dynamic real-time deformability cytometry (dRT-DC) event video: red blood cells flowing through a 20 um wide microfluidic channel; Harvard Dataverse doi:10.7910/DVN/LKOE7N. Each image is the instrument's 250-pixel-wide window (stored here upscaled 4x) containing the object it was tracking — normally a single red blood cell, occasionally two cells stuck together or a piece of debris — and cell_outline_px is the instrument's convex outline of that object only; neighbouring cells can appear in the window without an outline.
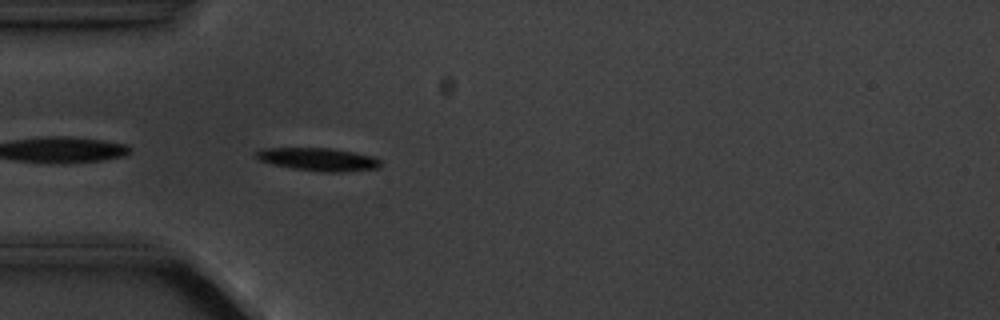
{"species": "common noctule bat (a hibernating species)", "species_latin": "Nyctalus noctula", "temperature_condition": "cold", "stored_images_in_passage": 5, "camera_frame_rate_fps": 3000, "um_per_image_px": 0.085, "animal": {"sex": "male", "body_mass_g": 20.1, "forearm_length_mm": 53.5}, "frame": {"image": 1, "passage_image": 5, "time_ms": 5.333, "image_size_px": [1000, 320], "cell_outline_px": [[380, 168], [340, 172], [320, 172], [292, 168], [272, 164], [260, 160], [256, 156], [256, 152], [264, 148], [332, 148], [372, 156], [380, 160]], "centroid_in_image_um": [27.06, 13.55], "position_along_channel_um": 57.9, "area_um2": 16.53}}